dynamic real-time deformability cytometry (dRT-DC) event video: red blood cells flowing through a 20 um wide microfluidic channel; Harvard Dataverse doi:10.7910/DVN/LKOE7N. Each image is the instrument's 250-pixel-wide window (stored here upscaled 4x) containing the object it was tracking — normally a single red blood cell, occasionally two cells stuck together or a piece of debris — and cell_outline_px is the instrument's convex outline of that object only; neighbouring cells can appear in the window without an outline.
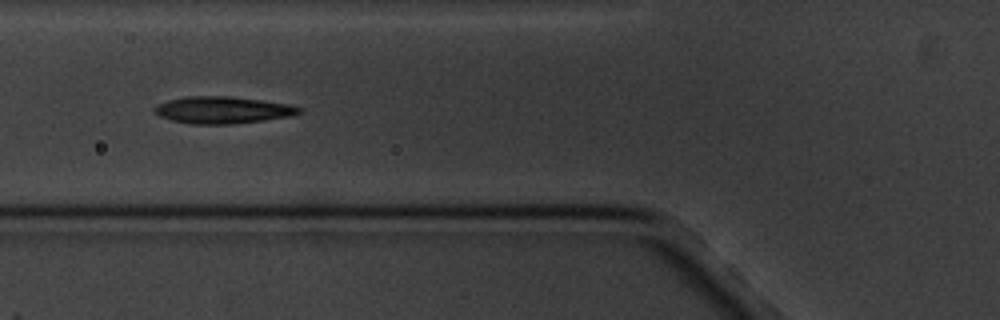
{"species": "common noctule bat (a hibernating species)", "species_latin": "Nyctalus noctula", "temperature_condition": "cold", "stored_images_in_passage": 9, "camera_frame_rate_fps": 3000, "um_per_image_px": 0.085, "animal": {"sex": "male", "body_mass_g": 20.1, "forearm_length_mm": 53.5}, "frame": {"image": 1, "passage_image": 6, "time_ms": 6.0, "image_size_px": [1000, 320], "cell_outline_px": [[304, 108], [300, 112], [288, 116], [232, 124], [192, 124], [172, 120], [160, 116], [152, 108], [156, 104], [168, 100], [188, 96], [228, 96], [260, 100], [288, 104]], "centroid_in_image_um": [18.88, 9.34], "position_along_channel_um": 106.9, "area_um2": 22.43}}
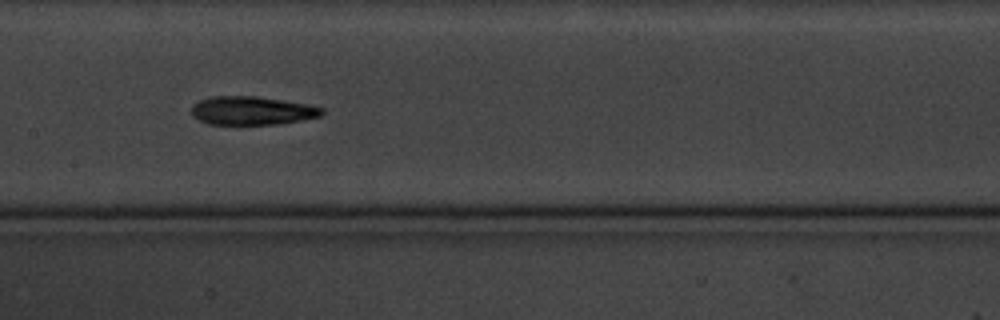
{"frame": {"image": 2, "passage_image": 8, "time_ms": 8.333, "image_size_px": [1000, 320], "cell_outline_px": [[324, 112], [320, 116], [300, 120], [276, 124], [208, 124], [192, 116], [192, 104], [200, 100], [212, 96], [256, 96], [304, 104], [324, 108]], "centroid_in_image_um": [21.37, 9.4], "position_along_channel_um": 186.0, "area_um2": 21.39}}
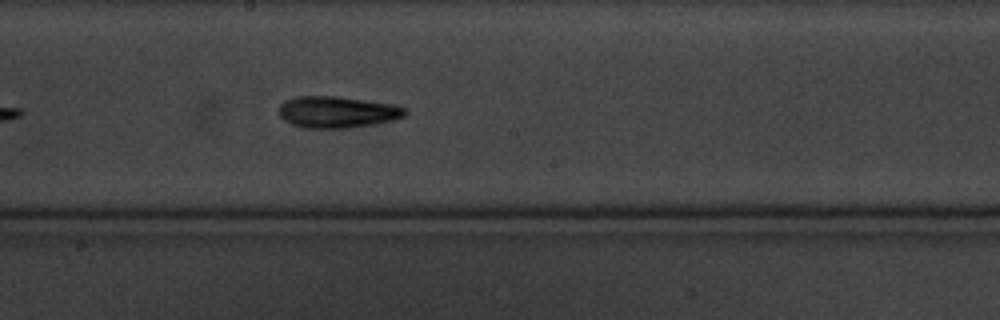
{"frame": {"image": 3, "passage_image": 9, "time_ms": 9.333, "image_size_px": [1000, 320], "cell_outline_px": [[408, 112], [404, 116], [392, 120], [372, 124], [344, 128], [304, 128], [292, 124], [284, 120], [276, 112], [280, 104], [284, 100], [296, 96], [336, 96], [392, 104], [408, 108]], "centroid_in_image_um": [28.61, 9.51], "position_along_channel_um": 219.6, "area_um2": 23.29}}